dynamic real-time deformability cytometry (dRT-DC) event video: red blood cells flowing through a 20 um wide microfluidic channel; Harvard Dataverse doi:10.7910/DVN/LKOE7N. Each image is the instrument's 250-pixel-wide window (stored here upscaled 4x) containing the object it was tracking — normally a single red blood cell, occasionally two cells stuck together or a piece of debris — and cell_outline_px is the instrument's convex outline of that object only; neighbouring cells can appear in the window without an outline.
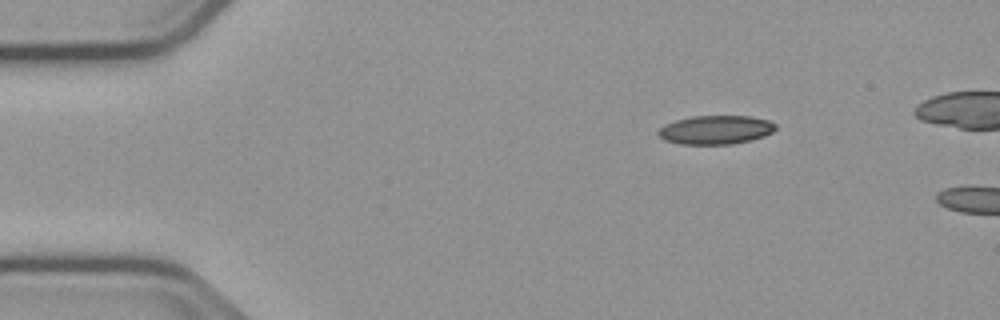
{"species": "common noctule bat (a hibernating species)", "species_latin": "Nyctalus noctula", "temperature_condition": "cold", "stored_images_in_passage": 10, "camera_frame_rate_fps": 3000, "um_per_image_px": 0.085, "animal": {"sex": "male", "body_mass_g": 23.1, "forearm_length_mm": 52.7}, "frame": {"image": 1, "passage_image": 1, "time_ms": 0.0, "image_size_px": [1000, 320], "cell_outline_px": [[776, 128], [772, 132], [764, 136], [752, 140], [732, 144], [680, 144], [664, 140], [656, 132], [664, 124], [676, 120], [692, 116], [748, 116], [768, 120], [776, 124]], "centroid_in_image_um": [60.82, 11.04], "position_along_channel_um": 24.2, "area_um2": 19.71}}